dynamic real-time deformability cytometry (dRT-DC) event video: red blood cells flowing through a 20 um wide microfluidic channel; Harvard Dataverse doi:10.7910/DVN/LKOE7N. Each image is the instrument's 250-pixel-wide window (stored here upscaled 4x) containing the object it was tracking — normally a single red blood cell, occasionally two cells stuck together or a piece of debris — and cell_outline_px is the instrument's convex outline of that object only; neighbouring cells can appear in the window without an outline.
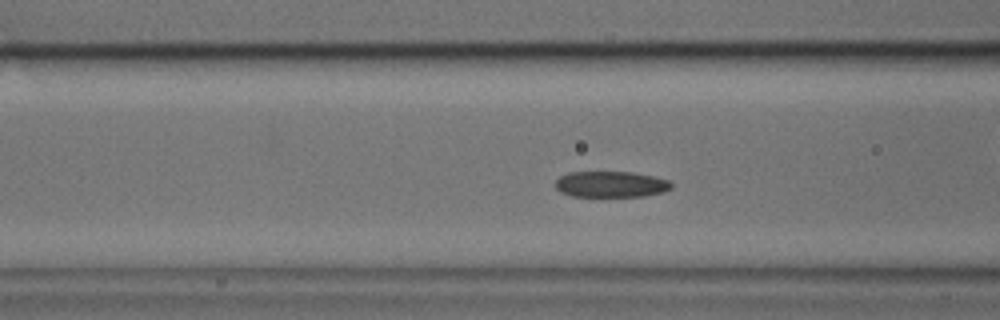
{"species": "common noctule bat (a hibernating species)", "species_latin": "Nyctalus noctula", "temperature_condition": "cold", "stored_images_in_passage": 38, "camera_frame_rate_fps": 3000, "um_per_image_px": 0.085, "animal": {"sex": "male", "body_mass_g": 17.9, "forearm_length_mm": 54.2}, "frame": {"image": 1, "passage_image": 6, "time_ms": 1.667, "image_size_px": [1000, 320], "cell_outline_px": [[672, 188], [664, 192], [644, 196], [572, 196], [560, 192], [556, 188], [556, 180], [560, 176], [568, 172], [632, 172], [656, 176], [668, 180], [672, 184]], "centroid_in_image_um": [51.95, 15.66], "position_along_channel_um": 114.7, "area_um2": 17.69}}